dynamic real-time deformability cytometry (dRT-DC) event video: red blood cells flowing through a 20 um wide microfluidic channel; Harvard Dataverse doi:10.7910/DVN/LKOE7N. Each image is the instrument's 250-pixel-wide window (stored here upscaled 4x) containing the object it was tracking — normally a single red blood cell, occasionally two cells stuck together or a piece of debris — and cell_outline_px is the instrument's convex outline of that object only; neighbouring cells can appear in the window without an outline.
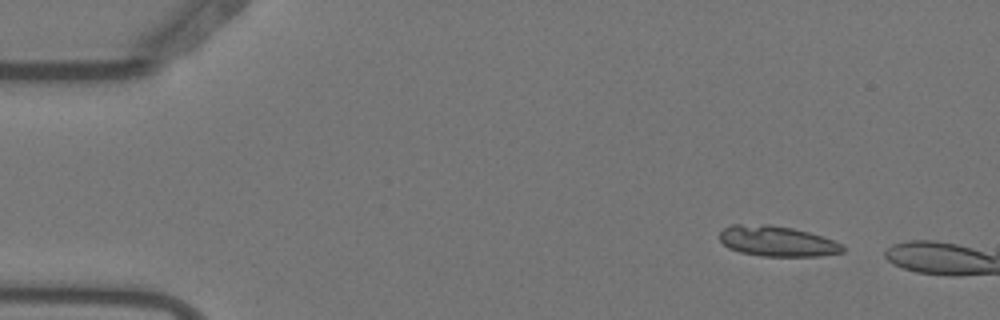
{"species": "Egyptian fruit bat (a non-hibernating species)", "species_latin": "Rousettus aegyptiacus", "temperature_condition": "warm", "stored_images_in_passage": 3, "camera_frame_rate_fps": 3000, "um_per_image_px": 0.085, "animal": {"sex": "female"}, "frame": {"image": 1, "passage_image": 2, "time_ms": 0.333, "image_size_px": [1000, 320], "cell_outline_px": [[844, 252], [820, 256], [760, 256], [740, 252], [728, 248], [720, 240], [720, 232], [724, 228], [732, 224], [768, 224], [792, 228], [824, 236], [840, 244], [844, 248]], "centroid_in_image_um": [66.04, 20.5], "position_along_channel_um": 19.0, "area_um2": 21.85}}